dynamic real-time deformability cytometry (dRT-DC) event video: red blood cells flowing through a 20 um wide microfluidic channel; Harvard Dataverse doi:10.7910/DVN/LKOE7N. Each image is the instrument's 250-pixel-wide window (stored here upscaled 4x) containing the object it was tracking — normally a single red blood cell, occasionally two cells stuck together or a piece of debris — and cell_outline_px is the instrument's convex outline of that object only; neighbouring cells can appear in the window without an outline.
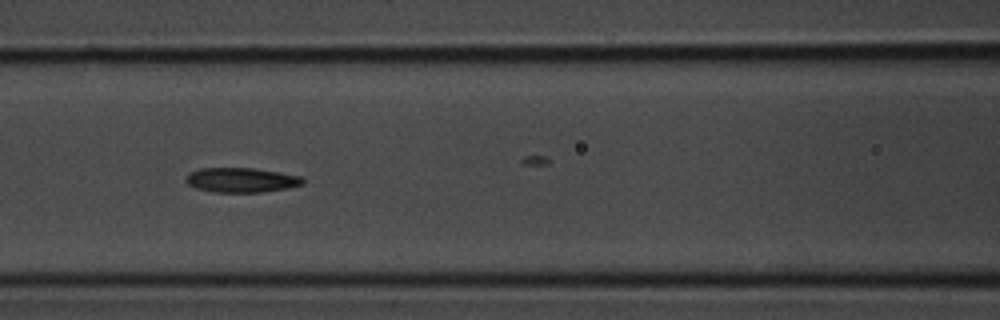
{"species": "common noctule bat (a hibernating species)", "species_latin": "Nyctalus noctula", "temperature_condition": "room temperature", "stored_images_in_passage": 31, "camera_frame_rate_fps": 3000, "um_per_image_px": 0.085, "animal": {"sex": "male", "body_mass_g": 20.1, "forearm_length_mm": 53.5}, "frame": {"image": 1, "passage_image": 18, "time_ms": 5.667, "image_size_px": [1000, 320], "cell_outline_px": [[304, 184], [284, 188], [260, 192], [216, 192], [196, 188], [188, 184], [188, 172], [200, 168], [252, 168], [280, 172], [300, 176], [304, 180]], "centroid_in_image_um": [20.51, 15.29], "position_along_channel_um": 146.1, "area_um2": 16.53}}